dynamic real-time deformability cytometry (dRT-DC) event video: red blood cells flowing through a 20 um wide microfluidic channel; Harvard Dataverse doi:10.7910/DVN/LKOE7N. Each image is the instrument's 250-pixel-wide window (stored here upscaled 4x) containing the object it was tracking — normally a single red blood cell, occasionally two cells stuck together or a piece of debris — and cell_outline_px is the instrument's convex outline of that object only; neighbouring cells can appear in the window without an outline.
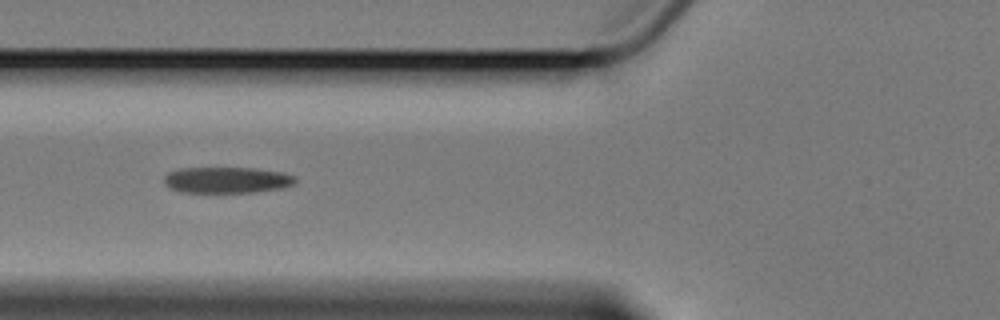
{"species": "Egyptian fruit bat (a non-hibernating species)", "species_latin": "Rousettus aegyptiacus", "temperature_condition": "cold", "stored_images_in_passage": 16, "camera_frame_rate_fps": 3000, "um_per_image_px": 0.085, "animal": {"sex": "female"}, "frame": {"image": 1, "passage_image": 6, "time_ms": 7.0, "image_size_px": [1000, 320], "cell_outline_px": [[296, 180], [292, 184], [280, 188], [256, 192], [180, 192], [168, 188], [164, 184], [164, 176], [168, 172], [180, 168], [252, 168], [280, 172], [292, 176]], "centroid_in_image_um": [19.19, 15.3], "position_along_channel_um": 106.6, "area_um2": 19.83}}
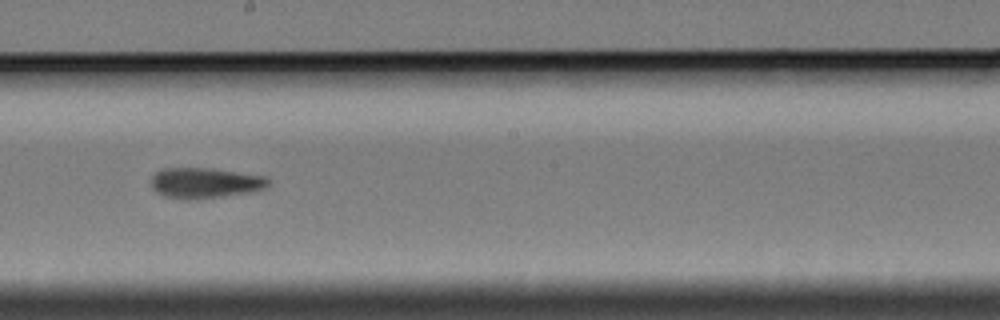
{"frame": {"image": 2, "passage_image": 9, "time_ms": 10.667, "image_size_px": [1000, 320], "cell_outline_px": [[272, 180], [264, 188], [252, 192], [196, 200], [184, 200], [164, 196], [156, 192], [152, 188], [152, 176], [160, 168], [212, 168], [264, 176]], "centroid_in_image_um": [17.41, 15.56], "position_along_channel_um": 230.8, "area_um2": 21.1}}
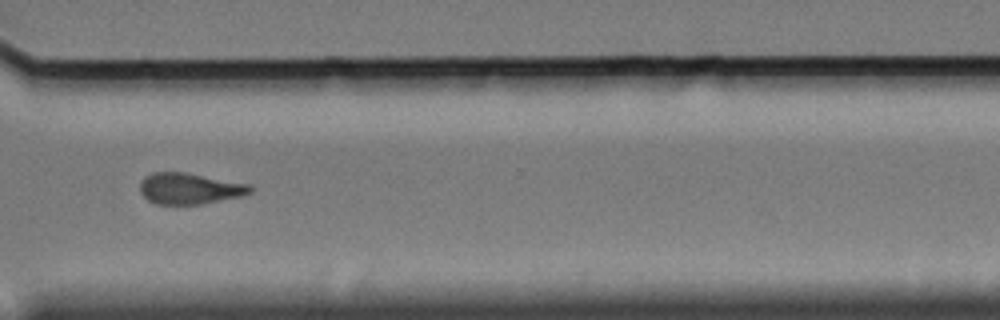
{"frame": {"image": 3, "passage_image": 12, "time_ms": 14.333, "image_size_px": [1000, 320], "cell_outline_px": [[252, 192], [240, 196], [200, 204], [156, 204], [148, 200], [140, 192], [140, 184], [144, 176], [152, 172], [184, 172], [252, 184]], "centroid_in_image_um": [16.11, 16.01], "position_along_channel_um": 354.5, "area_um2": 20.0}, "authors_computed_cell_mechanics": {"area_um2": 20.9525, "velocity_mm_per_s": 3.3766, "shape_relaxation_time_tau1_ms": 3.2261, "shape_relaxation_time_tau2_ms": 3.5049, "deformation_change_tau1": 0.1157, "deformation_change_tau2": 0.1202}}